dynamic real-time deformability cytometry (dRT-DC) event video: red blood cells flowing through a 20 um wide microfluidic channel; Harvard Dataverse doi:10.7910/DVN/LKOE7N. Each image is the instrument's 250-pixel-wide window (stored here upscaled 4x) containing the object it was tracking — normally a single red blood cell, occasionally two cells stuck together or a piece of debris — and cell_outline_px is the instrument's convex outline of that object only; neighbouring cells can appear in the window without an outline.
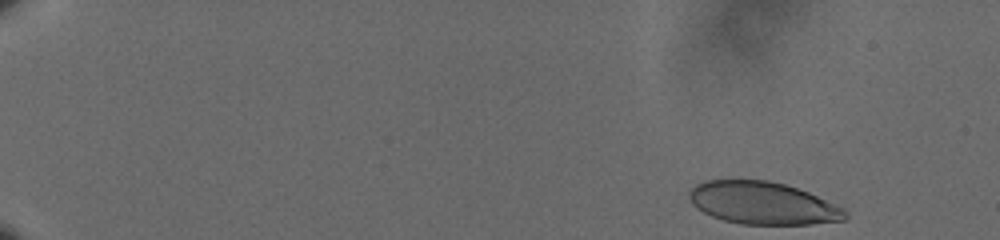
{"species": "human", "species_latin": "Homo sapiens", "temperature_condition": "cold", "stored_images_in_passage": 54, "camera_frame_rate_fps": 3000, "um_per_image_px": 0.085, "donor": {"sex": "male"}, "frame": {"image": 1, "passage_image": 1, "time_ms": 0.0, "image_size_px": [1000, 240], "cell_outline_px": [[848, 216], [844, 220], [812, 224], [740, 224], [724, 220], [712, 216], [696, 208], [692, 204], [688, 196], [688, 192], [696, 184], [704, 180], [732, 176], [768, 180], [784, 184], [808, 192], [844, 208], [848, 212]], "centroid_in_image_um": [64.77, 17.22], "position_along_channel_um": 20.2, "area_um2": 39.54}}
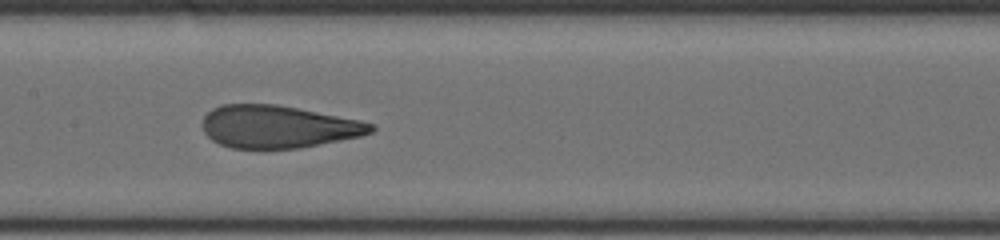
{"frame": {"image": 2, "passage_image": 28, "time_ms": 9.0, "image_size_px": [1000, 240], "cell_outline_px": [[376, 128], [372, 132], [360, 136], [340, 140], [296, 148], [232, 148], [220, 144], [212, 140], [204, 132], [200, 124], [204, 116], [212, 108], [220, 104], [276, 104], [360, 120], [372, 124]], "centroid_in_image_um": [23.58, 10.76], "position_along_channel_um": 183.8, "area_um2": 41.62}}
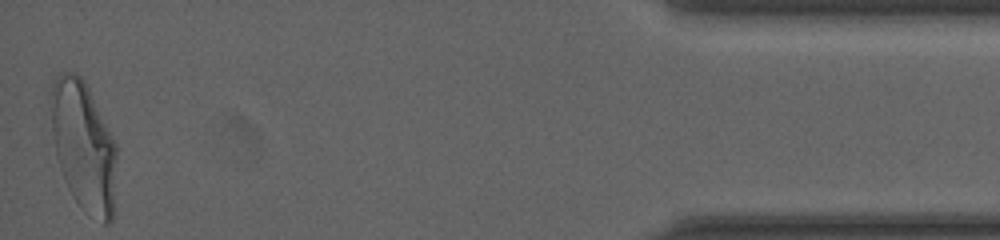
{"frame": {"image": 3, "passage_image": 54, "time_ms": 17.667, "image_size_px": [1000, 240], "cell_outline_px": [[116, 156], [112, 224], [104, 224], [88, 216], [80, 208], [72, 196], [64, 180], [60, 168], [56, 152], [52, 132], [48, 104], [48, 92], [52, 80], [60, 72], [76, 72], [84, 80], [116, 144]], "centroid_in_image_um": [7.06, 12.41], "position_along_channel_um": 428.1, "area_um2": 50.34}, "authors_computed_cell_mechanics": {"area_um2": 42.5697, "velocity_mm_per_s": 3.6057, "shape_relaxation_time_tau1_ms": 7.3502, "shape_relaxation_time_tau2_ms": 0.8293, "deformation_change_tau1": 0.2372, "deformation_change_tau2": 0.074}}